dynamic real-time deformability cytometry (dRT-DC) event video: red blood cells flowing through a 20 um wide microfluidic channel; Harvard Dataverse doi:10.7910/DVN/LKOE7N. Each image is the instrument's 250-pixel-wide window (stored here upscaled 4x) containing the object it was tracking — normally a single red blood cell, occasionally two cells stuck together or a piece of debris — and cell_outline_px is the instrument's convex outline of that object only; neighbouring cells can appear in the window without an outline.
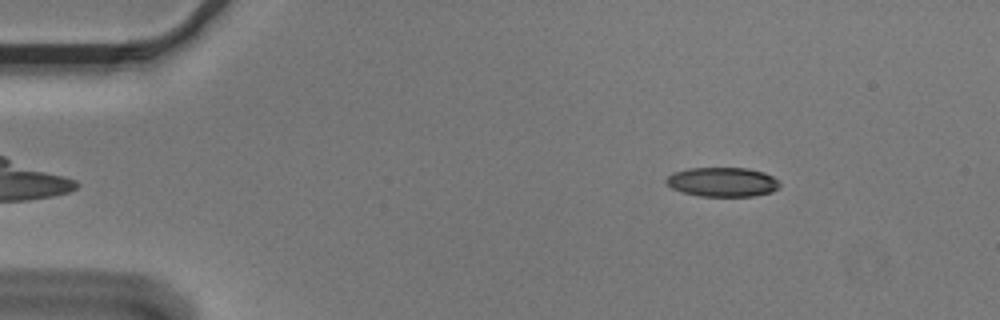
{"species": "Egyptian fruit bat (a non-hibernating species)", "species_latin": "Rousettus aegyptiacus", "temperature_condition": "cold", "stored_images_in_passage": 54, "camera_frame_rate_fps": 3000, "um_per_image_px": 0.085, "animal": {"sex": "male"}, "frame": {"image": 1, "passage_image": 7, "time_ms": 2.0, "image_size_px": [1000, 320], "cell_outline_px": [[780, 184], [772, 192], [752, 196], [700, 196], [680, 192], [672, 188], [664, 180], [672, 172], [688, 168], [748, 168], [764, 172], [772, 176]], "centroid_in_image_um": [61.37, 15.46], "position_along_channel_um": 23.6, "area_um2": 19.42}}
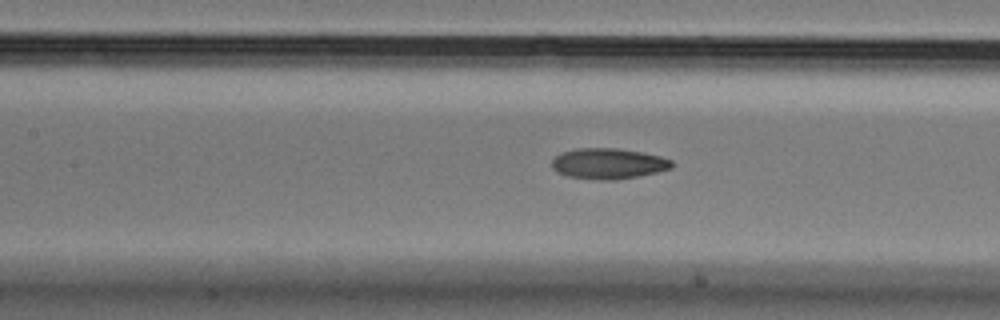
{"frame": {"image": 2, "passage_image": 24, "time_ms": 7.667, "image_size_px": [1000, 320], "cell_outline_px": [[672, 168], [640, 176], [616, 180], [600, 180], [568, 176], [556, 172], [552, 168], [552, 160], [560, 152], [576, 148], [616, 148], [644, 152], [660, 156], [672, 160]], "centroid_in_image_um": [51.7, 13.9], "position_along_channel_um": 155.7, "area_um2": 21.62}}
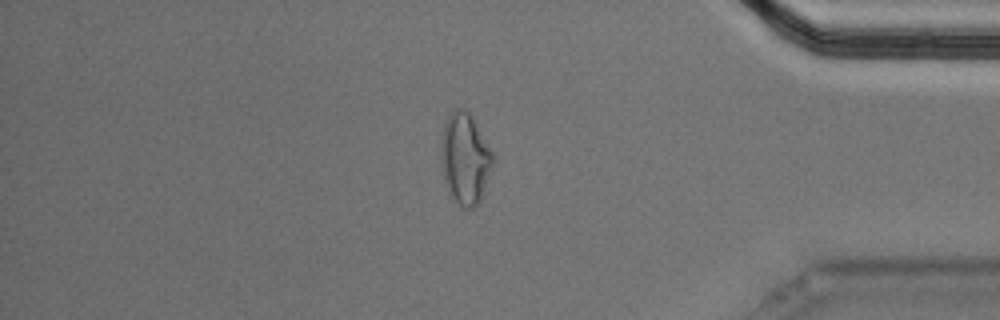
{"frame": {"image": 3, "passage_image": 46, "time_ms": 15.0, "image_size_px": [1000, 320], "cell_outline_px": [[496, 160], [480, 200], [476, 208], [464, 208], [452, 196], [444, 180], [440, 160], [440, 144], [444, 124], [448, 116], [456, 108], [464, 108], [472, 116], [496, 156]], "centroid_in_image_um": [39.56, 13.46], "position_along_channel_um": 395.6, "area_um2": 27.92}, "authors_computed_cell_mechanics": {"area_um2": 21.0681, "velocity_mm_per_s": 3.6328, "shape_relaxation_time_tau1_ms": 11.0253, "shape_relaxation_time_tau2_ms": 3.8719, "deformation_change_tau1": 0.2216, "deformation_change_tau2": 0.1087}}